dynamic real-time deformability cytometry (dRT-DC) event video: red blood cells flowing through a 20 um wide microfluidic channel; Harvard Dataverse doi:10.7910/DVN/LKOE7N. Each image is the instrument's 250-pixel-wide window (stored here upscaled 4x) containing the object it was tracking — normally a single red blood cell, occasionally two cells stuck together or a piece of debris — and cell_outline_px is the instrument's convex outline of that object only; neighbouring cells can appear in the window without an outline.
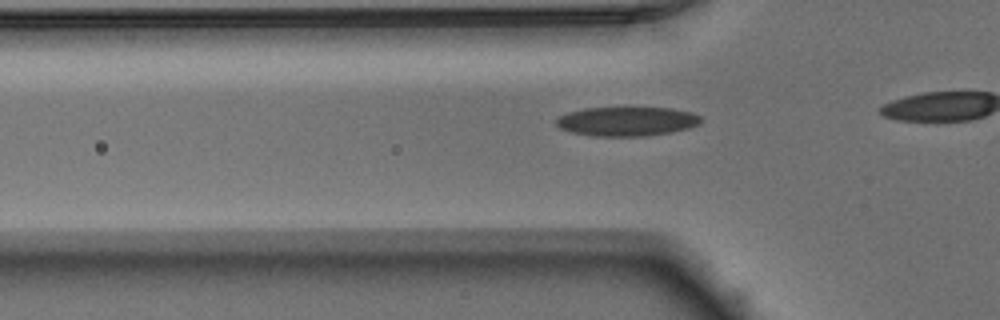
{"species": "Egyptian fruit bat (a non-hibernating species)", "species_latin": "Rousettus aegyptiacus", "temperature_condition": "warm", "stored_images_in_passage": 28, "camera_frame_rate_fps": 3000, "um_per_image_px": 0.085, "animal": {"sex": "male"}, "frame": {"image": 1, "passage_image": 4, "time_ms": 1.0, "image_size_px": [1000, 320], "cell_outline_px": [[700, 124], [688, 128], [668, 132], [644, 136], [596, 136], [572, 132], [560, 128], [556, 124], [556, 116], [568, 112], [584, 108], [672, 108], [692, 112], [700, 116]], "centroid_in_image_um": [53.25, 10.31], "position_along_channel_um": 72.5, "area_um2": 24.51}}
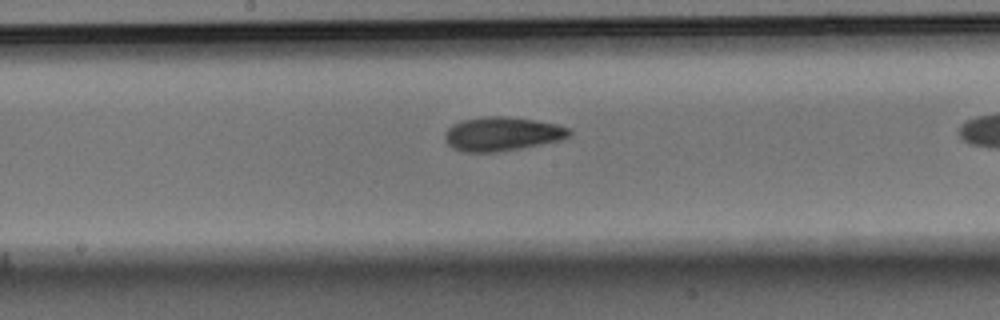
{"frame": {"image": 2, "passage_image": 14, "time_ms": 4.333, "image_size_px": [1000, 320], "cell_outline_px": [[572, 132], [568, 136], [560, 140], [520, 148], [492, 152], [464, 152], [452, 148], [448, 144], [444, 136], [444, 132], [452, 124], [460, 120], [484, 116], [508, 116], [556, 124], [568, 128]], "centroid_in_image_um": [42.62, 11.37], "position_along_channel_um": 205.6, "area_um2": 24.51}}
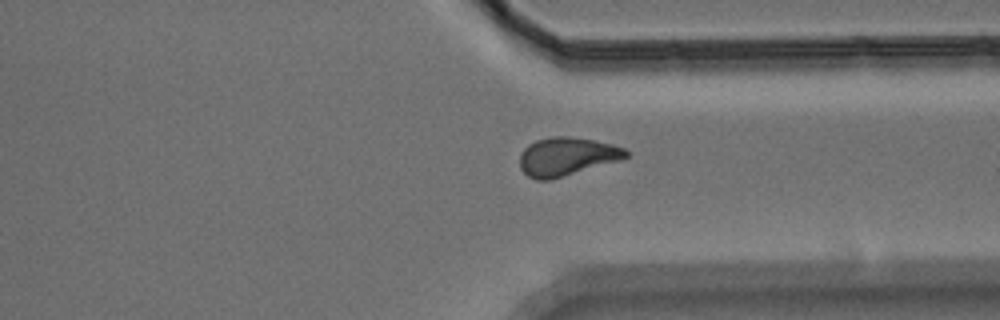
{"frame": {"image": 3, "passage_image": 26, "time_ms": 8.333, "image_size_px": [1000, 320], "cell_outline_px": [[628, 156], [620, 160], [548, 180], [536, 180], [528, 176], [520, 168], [520, 152], [528, 144], [536, 140], [552, 136], [568, 136], [596, 140], [612, 144], [624, 148], [628, 152]], "centroid_in_image_um": [48.15, 13.29], "position_along_channel_um": 363.3, "area_um2": 23.64}}